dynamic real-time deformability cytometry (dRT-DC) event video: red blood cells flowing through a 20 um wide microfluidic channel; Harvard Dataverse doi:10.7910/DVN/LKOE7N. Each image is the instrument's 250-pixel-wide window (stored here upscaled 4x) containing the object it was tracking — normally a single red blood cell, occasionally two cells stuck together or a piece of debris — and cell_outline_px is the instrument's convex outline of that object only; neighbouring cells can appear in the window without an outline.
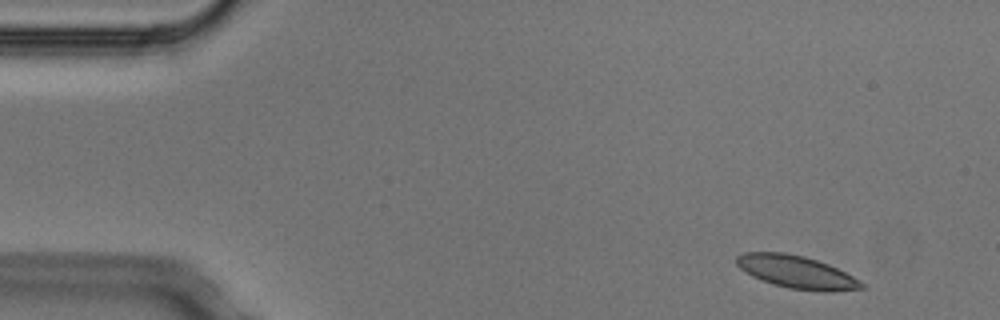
{"species": "Egyptian fruit bat (a non-hibernating species)", "species_latin": "Rousettus aegyptiacus", "temperature_condition": "cold", "stored_images_in_passage": 4, "camera_frame_rate_fps": 3000, "um_per_image_px": 0.085, "animal": {"sex": "male"}, "frame": {"image": 1, "passage_image": 1, "time_ms": 0.0, "image_size_px": [1000, 320], "cell_outline_px": [[868, 288], [832, 292], [824, 292], [788, 288], [772, 284], [752, 276], [740, 268], [736, 264], [736, 256], [744, 252], [784, 252], [804, 256], [828, 264], [860, 280]], "centroid_in_image_um": [67.72, 23.13], "position_along_channel_um": 17.3, "area_um2": 23.93}}
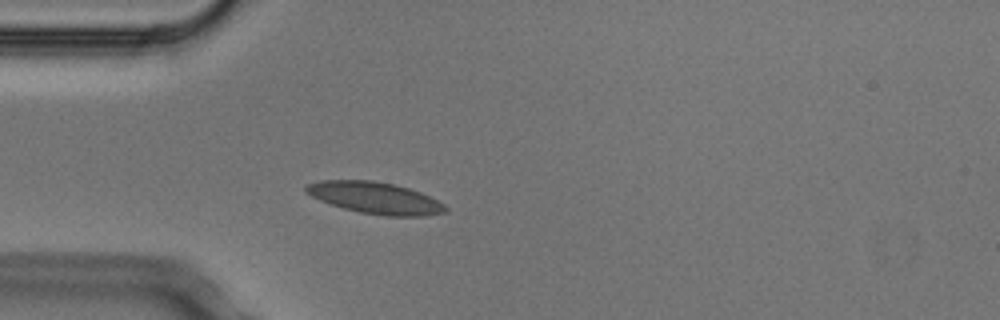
{"frame": {"image": 2, "passage_image": 4, "time_ms": 1.0, "image_size_px": [1000, 320], "cell_outline_px": [[448, 208], [444, 212], [428, 216], [384, 216], [360, 212], [344, 208], [320, 200], [304, 192], [304, 188], [308, 184], [320, 180], [372, 180], [396, 184], [420, 192], [444, 204]], "centroid_in_image_um": [31.88, 16.82], "position_along_channel_um": 53.1, "area_um2": 25.66}}